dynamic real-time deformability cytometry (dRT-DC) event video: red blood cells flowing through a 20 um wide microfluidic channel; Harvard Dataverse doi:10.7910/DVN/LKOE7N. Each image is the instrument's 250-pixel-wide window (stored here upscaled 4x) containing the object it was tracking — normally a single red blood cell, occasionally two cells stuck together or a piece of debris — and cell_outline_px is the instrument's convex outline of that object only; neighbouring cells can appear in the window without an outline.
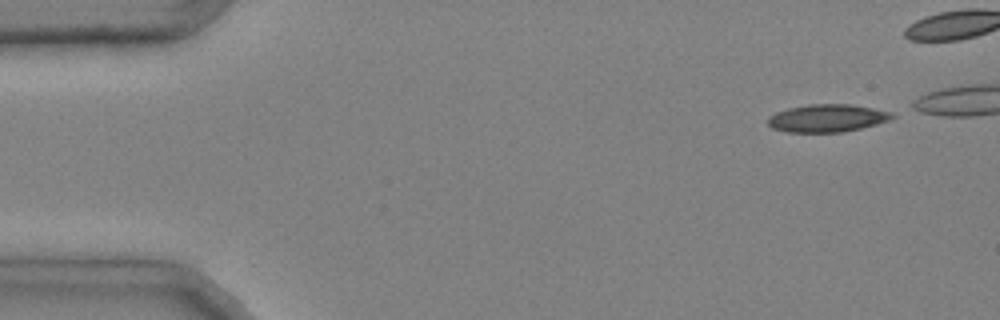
{"species": "common noctule bat (a hibernating species)", "species_latin": "Nyctalus noctula", "temperature_condition": "cold", "stored_images_in_passage": 40, "camera_frame_rate_fps": 3000, "um_per_image_px": 0.085, "animal": {"sex": "male", "body_mass_g": 20.4}, "frame": {"image": 1, "passage_image": 1, "time_ms": 0.0, "image_size_px": [1000, 320], "cell_outline_px": [[896, 116], [888, 120], [876, 124], [844, 132], [788, 132], [772, 128], [768, 124], [768, 116], [776, 112], [788, 108], [808, 104], [848, 104], [872, 108], [892, 112]], "centroid_in_image_um": [70.29, 10.04], "position_along_channel_um": 14.7, "area_um2": 20.0}}
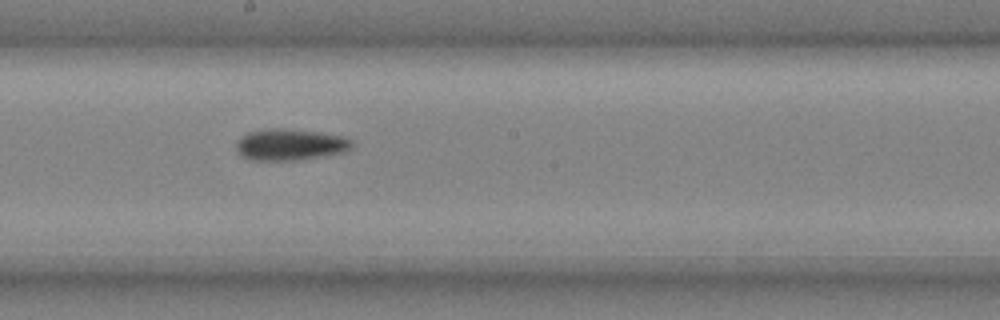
{"frame": {"image": 2, "passage_image": 24, "time_ms": 7.667, "image_size_px": [1000, 320], "cell_outline_px": [[352, 148], [344, 152], [324, 156], [300, 160], [248, 160], [240, 156], [236, 148], [236, 144], [240, 136], [248, 132], [268, 128], [280, 128], [320, 132], [344, 136], [352, 140]], "centroid_in_image_um": [24.65, 12.29], "position_along_channel_um": 223.6, "area_um2": 21.5}}
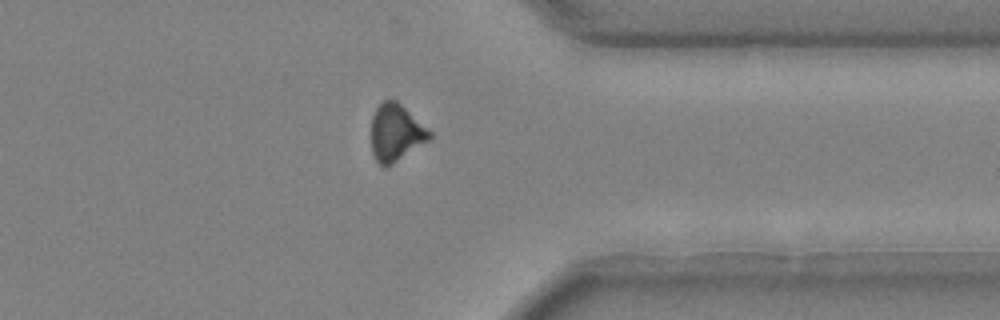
{"frame": {"image": 3, "passage_image": 36, "time_ms": 11.667, "image_size_px": [1000, 320], "cell_outline_px": [[432, 136], [428, 140], [392, 164], [384, 168], [376, 160], [372, 152], [372, 116], [376, 108], [384, 100], [396, 100], [428, 128], [432, 132]], "centroid_in_image_um": [33.64, 11.27], "position_along_channel_um": 377.8, "area_um2": 19.07}, "authors_computed_cell_mechanics": {"area_um2": 20.5479, "velocity_mm_per_s": 4.0177, "shape_relaxation_time_tau1_ms": 4.0668, "shape_relaxation_time_tau2_ms": null, "deformation_change_tau1": 0.1396, "deformation_change_tau2": null}}